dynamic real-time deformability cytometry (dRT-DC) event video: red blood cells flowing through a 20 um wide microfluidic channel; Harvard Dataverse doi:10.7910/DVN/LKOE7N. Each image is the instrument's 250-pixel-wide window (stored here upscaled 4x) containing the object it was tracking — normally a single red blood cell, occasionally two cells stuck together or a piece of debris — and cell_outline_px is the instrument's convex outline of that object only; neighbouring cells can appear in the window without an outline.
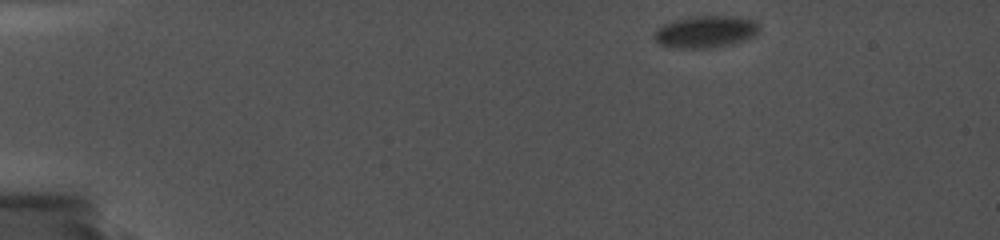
{"species": "common noctule bat (a hibernating species)", "species_latin": "Nyctalus noctula", "temperature_condition": "cold", "stored_images_in_passage": 79, "camera_frame_rate_fps": 5000, "um_per_image_px": 0.085, "animal": {"sex": "female", "body_mass_g": 19.0, "forearm_length_mm": 56.7}, "frame": {"image": 1, "passage_image": 1, "time_ms": 0.0, "image_size_px": [1000, 240], "cell_outline_px": [[760, 32], [744, 40], [732, 44], [712, 48], [672, 48], [660, 44], [656, 40], [656, 28], [664, 24], [676, 20], [696, 16], [740, 16], [756, 20], [760, 24]], "centroid_in_image_um": [60.05, 2.69], "position_along_channel_um": 24.9, "area_um2": 19.71}}
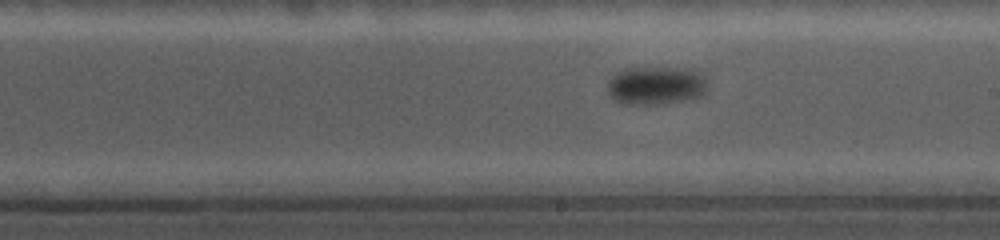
{"frame": {"image": 2, "passage_image": 44, "time_ms": 9.2, "image_size_px": [1000, 240], "cell_outline_px": [[708, 92], [704, 96], [688, 100], [660, 104], [624, 104], [608, 96], [608, 80], [612, 76], [624, 68], [688, 68], [704, 76], [708, 84]], "centroid_in_image_um": [55.8, 7.28], "position_along_channel_um": 233.2, "area_um2": 22.72}}
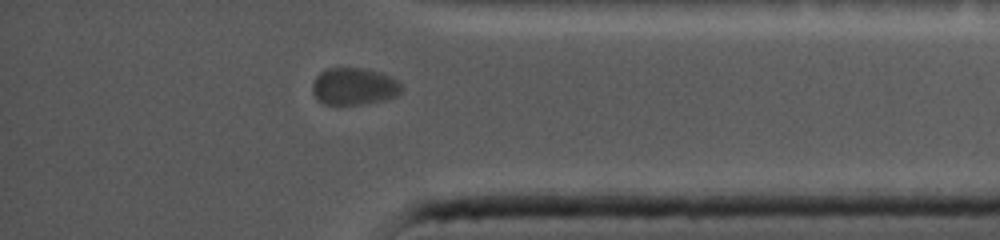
{"frame": {"image": 3, "passage_image": 71, "time_ms": 14.2, "image_size_px": [1000, 240], "cell_outline_px": [[404, 88], [396, 96], [384, 100], [364, 104], [324, 104], [316, 100], [312, 92], [312, 84], [316, 76], [320, 72], [328, 68], [364, 68], [380, 72], [400, 80], [404, 84]], "centroid_in_image_um": [30.12, 7.34], "position_along_channel_um": 405.1, "area_um2": 19.65}}